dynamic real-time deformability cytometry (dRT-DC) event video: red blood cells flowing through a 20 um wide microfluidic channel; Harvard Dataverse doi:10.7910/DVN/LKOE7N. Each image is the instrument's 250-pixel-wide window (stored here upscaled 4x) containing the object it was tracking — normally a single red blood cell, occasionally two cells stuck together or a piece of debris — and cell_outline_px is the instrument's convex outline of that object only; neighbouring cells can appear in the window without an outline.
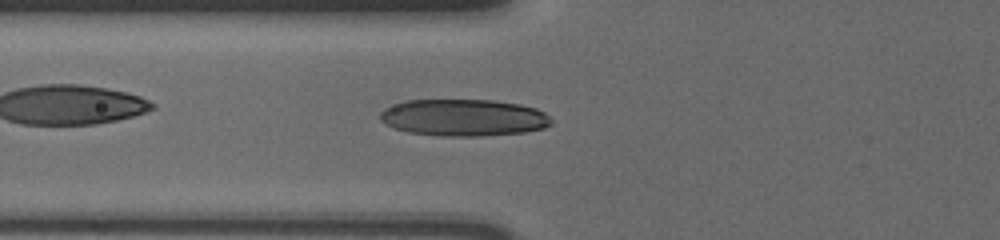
{"species": "human", "species_latin": "Homo sapiens", "temperature_condition": "cold", "stored_images_in_passage": 60, "camera_frame_rate_fps": 3000, "um_per_image_px": 0.085, "donor": {"sex": "male"}, "frame": {"image": 1, "passage_image": 26, "time_ms": 8.333, "image_size_px": [1000, 240], "cell_outline_px": [[552, 124], [544, 128], [524, 132], [480, 136], [440, 136], [408, 132], [392, 128], [384, 124], [380, 120], [380, 112], [384, 108], [408, 100], [492, 100], [520, 104], [536, 108], [544, 112], [552, 120]], "centroid_in_image_um": [39.4, 10.0], "position_along_channel_um": 86.4, "area_um2": 36.93}}
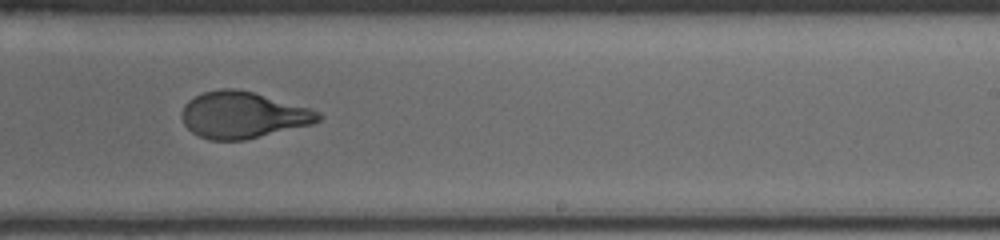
{"frame": {"image": 2, "passage_image": 41, "time_ms": 13.333, "image_size_px": [1000, 240], "cell_outline_px": [[324, 116], [320, 120], [312, 124], [244, 140], [208, 140], [192, 132], [184, 124], [180, 116], [184, 104], [188, 100], [204, 92], [220, 88], [236, 88], [252, 92], [312, 108], [320, 112]], "centroid_in_image_um": [20.65, 9.77], "position_along_channel_um": 268.4, "area_um2": 37.11}}
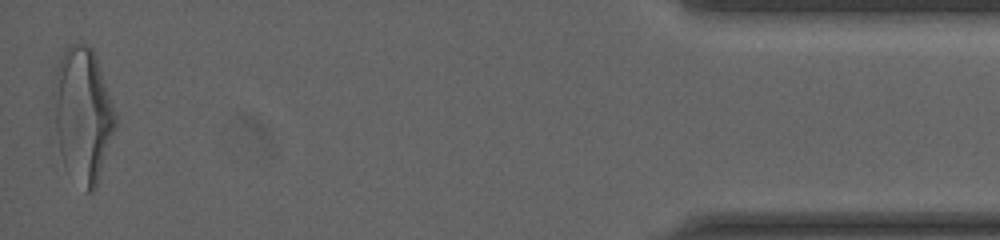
{"frame": {"image": 3, "passage_image": 60, "time_ms": 19.667, "image_size_px": [1000, 240], "cell_outline_px": [[116, 128], [96, 188], [92, 192], [84, 192], [64, 164], [60, 152], [56, 128], [52, 92], [52, 84], [60, 56], [64, 48], [68, 44], [88, 44], [92, 48], [96, 56], [112, 100], [116, 116]], "centroid_in_image_um": [7.04, 9.73], "position_along_channel_um": 428.2, "area_um2": 48.73}, "authors_computed_cell_mechanics": {"area_um2": 36.5296, "velocity_mm_per_s": 3.6222, "shape_relaxation_time_tau1_ms": 4.6902, "shape_relaxation_time_tau2_ms": null, "deformation_change_tau1": 0.1956, "deformation_change_tau2": null}}